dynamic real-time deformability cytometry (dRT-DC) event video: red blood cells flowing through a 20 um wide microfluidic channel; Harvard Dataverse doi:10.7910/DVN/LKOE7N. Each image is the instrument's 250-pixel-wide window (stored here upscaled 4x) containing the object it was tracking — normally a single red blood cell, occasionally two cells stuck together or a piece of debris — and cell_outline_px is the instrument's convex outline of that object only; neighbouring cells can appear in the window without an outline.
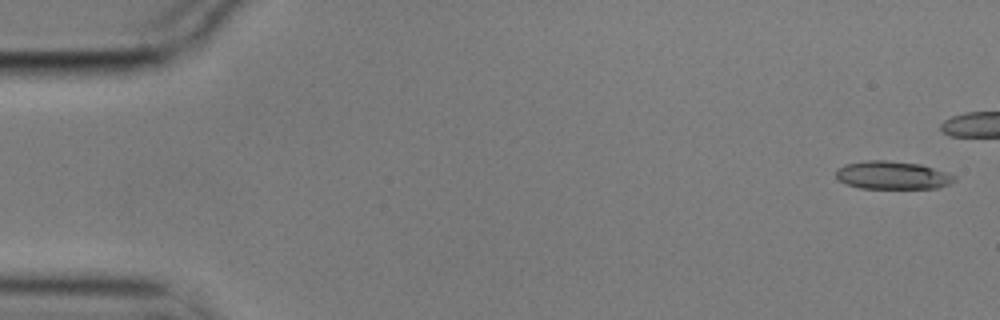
{"species": "common noctule bat (a hibernating species)", "species_latin": "Nyctalus noctula", "temperature_condition": "cold", "stored_images_in_passage": 6, "camera_frame_rate_fps": 3000, "um_per_image_px": 0.085, "animal": {"sex": "male", "body_mass_g": 17.9}, "frame": {"image": 1, "passage_image": 1, "time_ms": 0.0, "image_size_px": [1000, 320], "cell_outline_px": [[956, 180], [948, 184], [936, 188], [860, 188], [844, 184], [836, 176], [836, 168], [844, 164], [868, 160], [888, 160], [920, 164], [956, 176]], "centroid_in_image_um": [75.8, 14.89], "position_along_channel_um": 9.2, "area_um2": 19.31}}
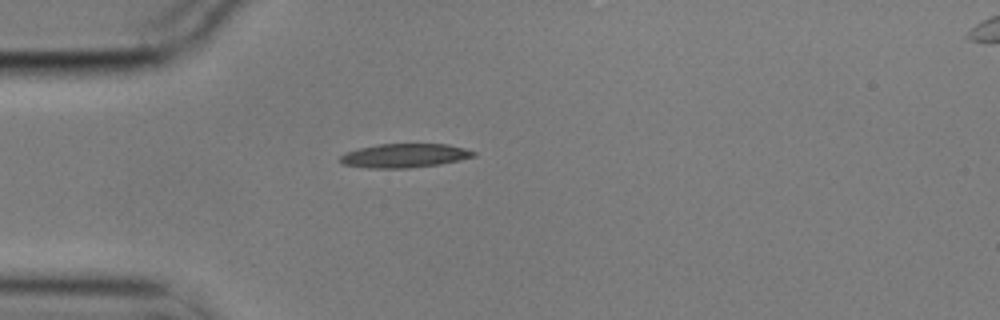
{"frame": {"image": 2, "passage_image": 6, "time_ms": 1.667, "image_size_px": [1000, 320], "cell_outline_px": [[476, 156], [460, 160], [440, 164], [408, 168], [368, 168], [340, 164], [340, 156], [344, 152], [360, 148], [380, 144], [448, 144], [464, 148], [476, 152]], "centroid_in_image_um": [34.37, 13.23], "position_along_channel_um": 50.6, "area_um2": 18.67}}